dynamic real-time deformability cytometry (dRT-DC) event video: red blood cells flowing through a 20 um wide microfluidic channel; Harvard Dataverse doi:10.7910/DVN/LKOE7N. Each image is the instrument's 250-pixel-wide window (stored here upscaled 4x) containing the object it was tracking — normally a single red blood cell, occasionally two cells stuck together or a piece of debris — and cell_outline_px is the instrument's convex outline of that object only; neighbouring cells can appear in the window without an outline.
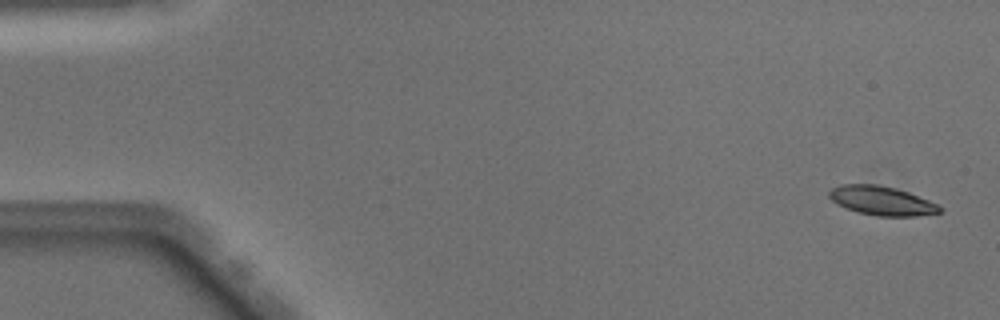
{"species": "Egyptian fruit bat (a non-hibernating species)", "species_latin": "Rousettus aegyptiacus", "temperature_condition": "warm", "stored_images_in_passage": 50, "camera_frame_rate_fps": 3000, "um_per_image_px": 0.085, "animal": {"sex": "male"}, "frame": {"image": 1, "passage_image": 2, "time_ms": 0.333, "image_size_px": [1000, 320], "cell_outline_px": [[944, 208], [940, 212], [916, 216], [876, 216], [856, 212], [832, 200], [828, 196], [828, 192], [832, 188], [840, 184], [876, 184], [896, 188], [908, 192], [928, 200]], "centroid_in_image_um": [74.94, 17.06], "position_along_channel_um": 10.1, "area_um2": 18.61}}
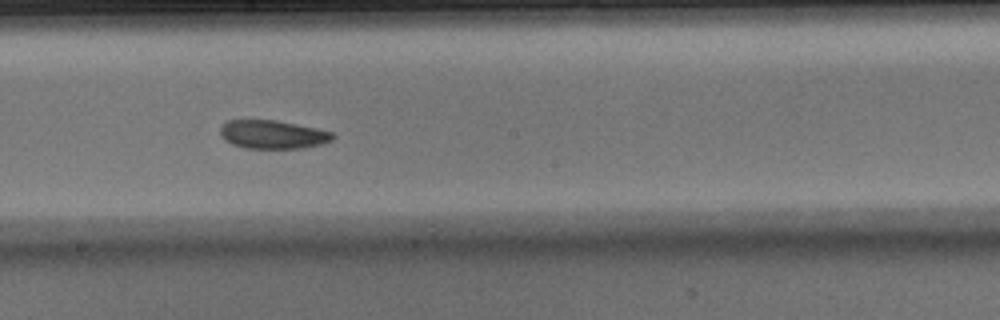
{"frame": {"image": 2, "passage_image": 28, "time_ms": 9.0, "image_size_px": [1000, 320], "cell_outline_px": [[336, 136], [332, 140], [320, 144], [304, 148], [244, 148], [232, 144], [224, 140], [220, 132], [220, 128], [228, 120], [276, 120], [316, 128], [332, 132]], "centroid_in_image_um": [23.18, 11.43], "position_along_channel_um": 225.0, "area_um2": 18.61}}
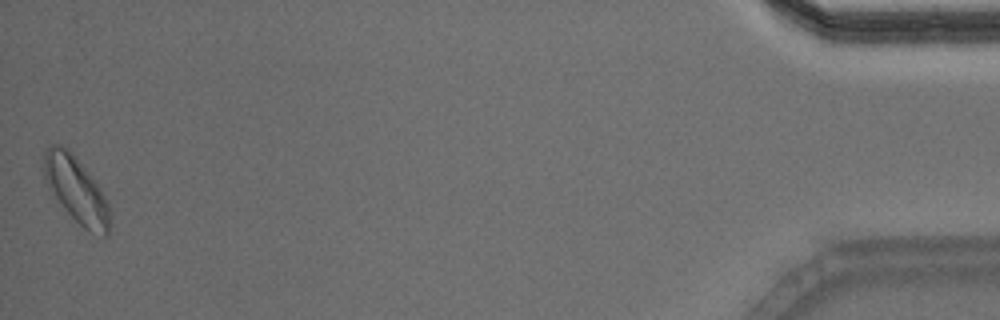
{"frame": {"image": 3, "passage_image": 50, "time_ms": 16.333, "image_size_px": [1000, 320], "cell_outline_px": [[112, 224], [108, 236], [104, 236], [88, 232], [64, 208], [48, 188], [40, 168], [44, 152], [52, 144], [60, 144], [68, 148], [72, 152], [100, 188], [112, 212]], "centroid_in_image_um": [6.48, 16.14], "position_along_channel_um": 428.7, "area_um2": 25.84}, "authors_computed_cell_mechanics": {"area_um2": 19.3341, "velocity_mm_per_s": 4.0323, "shape_relaxation_time_tau1_ms": 4.5186, "shape_relaxation_time_tau2_ms": 6.1771, "deformation_change_tau1": 0.1263, "deformation_change_tau2": 0.1274}}